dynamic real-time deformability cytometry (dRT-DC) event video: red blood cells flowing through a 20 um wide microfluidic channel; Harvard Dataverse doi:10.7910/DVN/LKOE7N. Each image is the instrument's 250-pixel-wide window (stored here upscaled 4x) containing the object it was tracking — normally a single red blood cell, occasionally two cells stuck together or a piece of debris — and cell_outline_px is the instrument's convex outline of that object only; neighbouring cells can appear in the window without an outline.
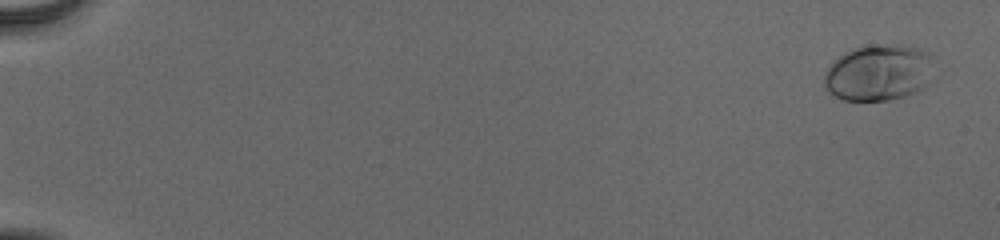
{"species": "human", "species_latin": "Homo sapiens", "temperature_condition": "cold", "stored_images_in_passage": 56, "camera_frame_rate_fps": 3000, "um_per_image_px": 0.085, "donor": {"sex": "male"}, "frame": {"image": 1, "passage_image": 3, "time_ms": 0.667, "image_size_px": [1000, 240], "cell_outline_px": [[932, 56], [924, 88], [916, 92], [904, 96], [888, 100], [844, 100], [828, 92], [824, 84], [824, 72], [832, 60], [844, 52], [852, 48], [900, 44], [904, 44], [916, 48]], "centroid_in_image_um": [74.59, 6.18], "position_along_channel_um": 10.4, "area_um2": 35.49}}
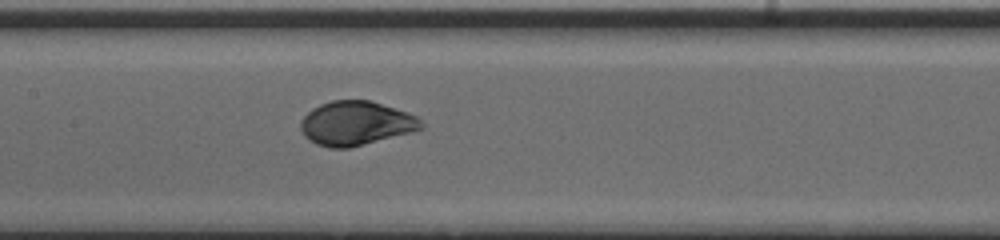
{"frame": {"image": 2, "passage_image": 31, "time_ms": 10.0, "image_size_px": [1000, 240], "cell_outline_px": [[424, 128], [412, 132], [348, 148], [328, 148], [316, 144], [308, 140], [304, 136], [300, 128], [300, 120], [312, 108], [320, 104], [332, 100], [372, 100], [408, 112], [416, 116], [424, 124]], "centroid_in_image_um": [30.24, 10.47], "position_along_channel_um": 177.2, "area_um2": 31.21}}
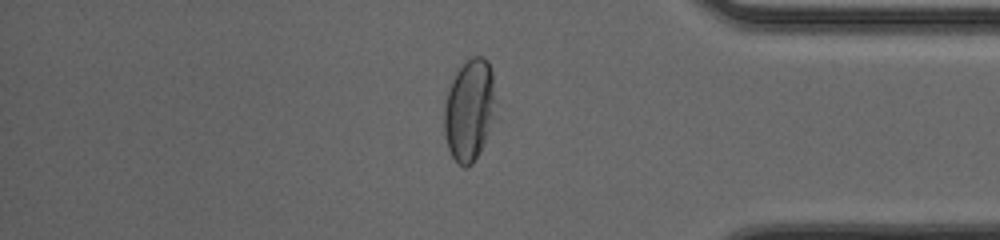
{"frame": {"image": 3, "passage_image": 49, "time_ms": 16.0, "image_size_px": [1000, 240], "cell_outline_px": [[500, 120], [480, 152], [472, 164], [464, 168], [452, 156], [448, 148], [444, 132], [444, 104], [452, 80], [456, 72], [472, 56], [484, 56], [488, 60], [492, 72]], "centroid_in_image_um": [40.0, 9.39], "position_along_channel_um": 395.2, "area_um2": 31.96}, "authors_computed_cell_mechanics": {"area_um2": 31.6744, "velocity_mm_per_s": 3.8822, "shape_relaxation_time_tau1_ms": 3.0841, "shape_relaxation_time_tau2_ms": null, "deformation_change_tau1": 0.1739, "deformation_change_tau2": null}}